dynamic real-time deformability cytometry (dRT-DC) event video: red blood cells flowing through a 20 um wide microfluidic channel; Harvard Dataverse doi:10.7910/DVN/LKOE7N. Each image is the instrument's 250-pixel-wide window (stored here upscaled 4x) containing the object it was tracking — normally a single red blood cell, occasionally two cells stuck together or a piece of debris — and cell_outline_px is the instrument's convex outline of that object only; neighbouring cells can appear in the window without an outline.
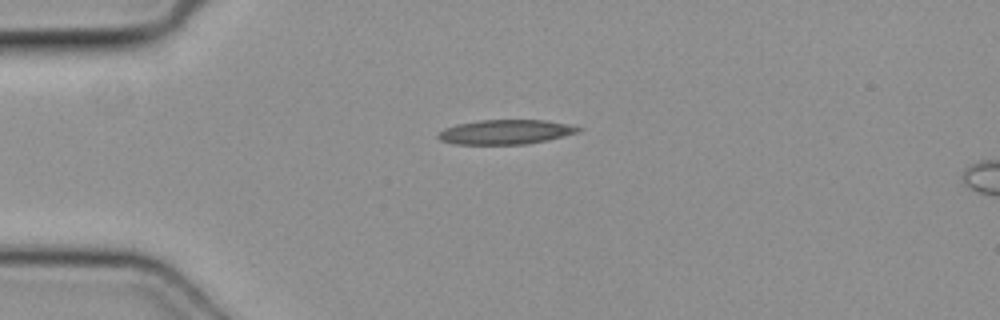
{"species": "common noctule bat (a hibernating species)", "species_latin": "Nyctalus noctula", "temperature_condition": "cold", "stored_images_in_passage": 2, "camera_frame_rate_fps": 3000, "um_per_image_px": 0.085, "animal": {"sex": "female", "body_mass_g": 19.3, "forearm_length_mm": 54.1}, "frame": {"image": 1, "passage_image": 1, "time_ms": 0.0, "image_size_px": [1000, 320], "cell_outline_px": [[584, 128], [580, 132], [548, 140], [528, 144], [452, 144], [440, 140], [436, 136], [444, 128], [456, 124], [480, 120], [548, 120], [568, 124]], "centroid_in_image_um": [43.0, 11.22], "position_along_channel_um": 42.0, "area_um2": 20.23}}